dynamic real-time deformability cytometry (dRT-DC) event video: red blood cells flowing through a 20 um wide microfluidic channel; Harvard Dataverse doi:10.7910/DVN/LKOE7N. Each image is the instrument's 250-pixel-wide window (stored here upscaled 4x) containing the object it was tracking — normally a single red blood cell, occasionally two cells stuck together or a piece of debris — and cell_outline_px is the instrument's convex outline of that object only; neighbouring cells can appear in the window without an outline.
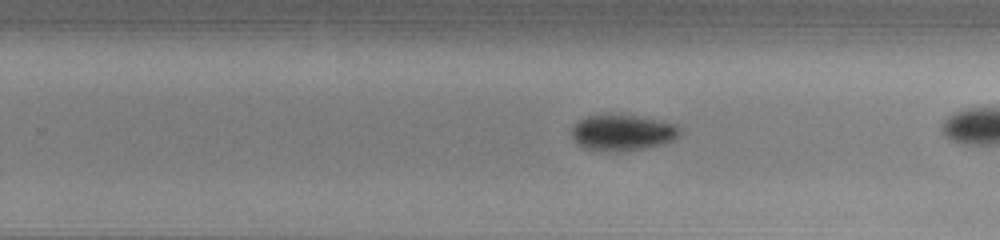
{"species": "common noctule bat (a hibernating species)", "species_latin": "Nyctalus noctula", "temperature_condition": "warm", "stored_images_in_passage": 26, "camera_frame_rate_fps": 3000, "um_per_image_px": 0.085, "animal": {"sex": "male", "body_mass_g": 13.0, "forearm_length_mm": 53.1}, "frame": {"image": 1, "passage_image": 19, "time_ms": 6.0, "image_size_px": [1000, 240], "cell_outline_px": [[680, 136], [676, 140], [664, 144], [648, 148], [624, 152], [592, 152], [584, 148], [572, 140], [572, 128], [580, 120], [588, 116], [608, 112], [636, 116], [680, 124]], "centroid_in_image_um": [52.93, 11.29], "position_along_channel_um": 276.9, "area_um2": 23.81}}